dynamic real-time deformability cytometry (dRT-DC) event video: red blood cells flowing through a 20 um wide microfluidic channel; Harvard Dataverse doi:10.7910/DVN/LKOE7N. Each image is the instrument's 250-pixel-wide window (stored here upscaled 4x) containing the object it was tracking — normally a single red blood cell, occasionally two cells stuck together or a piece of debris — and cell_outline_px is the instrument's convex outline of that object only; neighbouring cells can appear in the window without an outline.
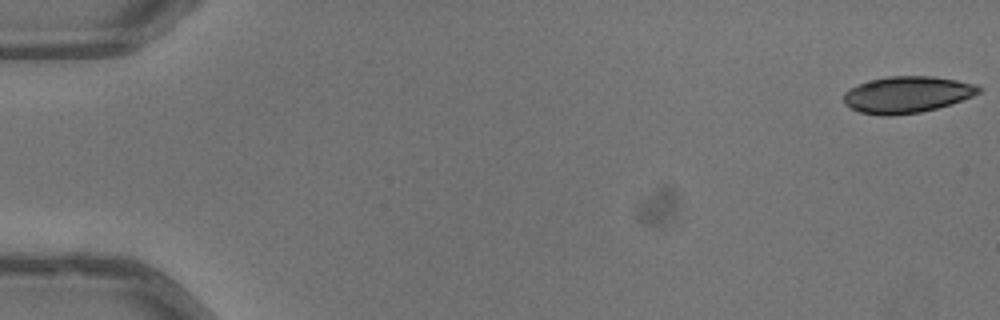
{"species": "common noctule bat (a hibernating species)", "species_latin": "Nyctalus noctula", "temperature_condition": "warm", "stored_images_in_passage": 52, "camera_frame_rate_fps": 3000, "um_per_image_px": 0.085, "animal": {"sex": "male", "body_mass_g": 13.3}, "frame": {"image": 1, "passage_image": 1, "time_ms": 0.0, "image_size_px": [1000, 320], "cell_outline_px": [[980, 92], [972, 96], [936, 108], [920, 112], [892, 116], [884, 116], [860, 112], [844, 104], [844, 92], [848, 88], [856, 84], [888, 76], [932, 76], [956, 80], [976, 84], [980, 88]], "centroid_in_image_um": [77.05, 8.03], "position_along_channel_um": 8.0, "area_um2": 28.61}}
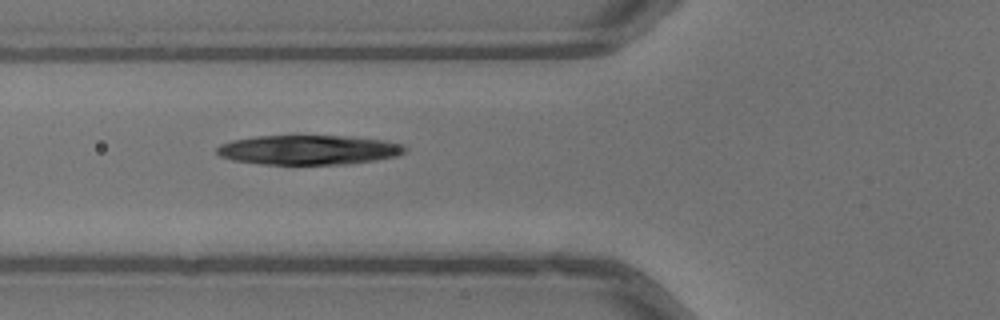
{"frame": {"image": 2, "passage_image": 20, "time_ms": 6.333, "image_size_px": [1000, 320], "cell_outline_px": [[408, 148], [404, 152], [396, 156], [376, 160], [348, 164], [264, 164], [232, 160], [220, 156], [216, 152], [216, 148], [220, 144], [232, 140], [256, 136], [348, 136], [384, 140], [404, 144]], "centroid_in_image_um": [26.24, 12.74], "position_along_channel_um": 99.6, "area_um2": 32.48}}
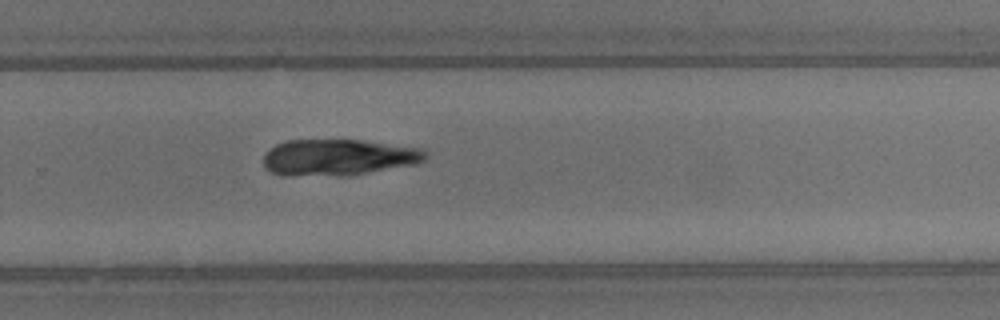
{"frame": {"image": 3, "passage_image": 35, "time_ms": 11.333, "image_size_px": [1000, 320], "cell_outline_px": [[428, 156], [424, 160], [416, 164], [348, 176], [284, 176], [272, 172], [264, 168], [264, 156], [268, 148], [276, 144], [288, 140], [360, 140], [424, 148], [428, 152]], "centroid_in_image_um": [28.76, 13.38], "position_along_channel_um": 301.0, "area_um2": 34.85}}